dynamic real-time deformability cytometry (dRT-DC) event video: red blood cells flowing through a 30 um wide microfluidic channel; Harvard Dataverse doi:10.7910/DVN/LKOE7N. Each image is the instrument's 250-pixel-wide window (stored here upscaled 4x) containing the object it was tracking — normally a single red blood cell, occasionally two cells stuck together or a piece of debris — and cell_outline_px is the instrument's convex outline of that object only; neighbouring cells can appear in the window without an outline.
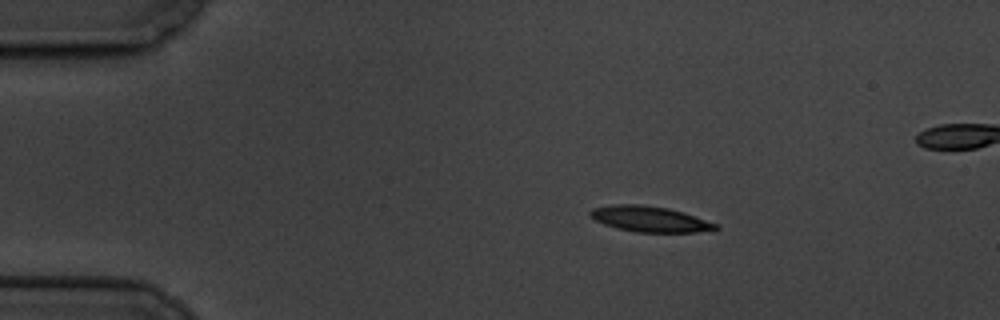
{"species": "common noctule bat (a hibernating species)", "species_latin": "Nyctalus noctula", "temperature_condition": "cold", "stored_images_in_passage": 4, "camera_frame_rate_fps": 3000, "um_per_image_px": 0.085, "animal": {"sex": "male", "body_mass_g": 19.5, "forearm_length_mm": 54.6}, "frame": {"image": 1, "passage_image": 1, "time_ms": 0.0, "image_size_px": [1000, 320], "cell_outline_px": [[720, 228], [716, 232], [636, 232], [616, 228], [604, 224], [588, 216], [588, 212], [592, 208], [612, 204], [640, 204], [668, 208], [684, 212], [716, 224]], "centroid_in_image_um": [55.24, 18.62], "position_along_channel_um": 29.8, "area_um2": 19.02}}